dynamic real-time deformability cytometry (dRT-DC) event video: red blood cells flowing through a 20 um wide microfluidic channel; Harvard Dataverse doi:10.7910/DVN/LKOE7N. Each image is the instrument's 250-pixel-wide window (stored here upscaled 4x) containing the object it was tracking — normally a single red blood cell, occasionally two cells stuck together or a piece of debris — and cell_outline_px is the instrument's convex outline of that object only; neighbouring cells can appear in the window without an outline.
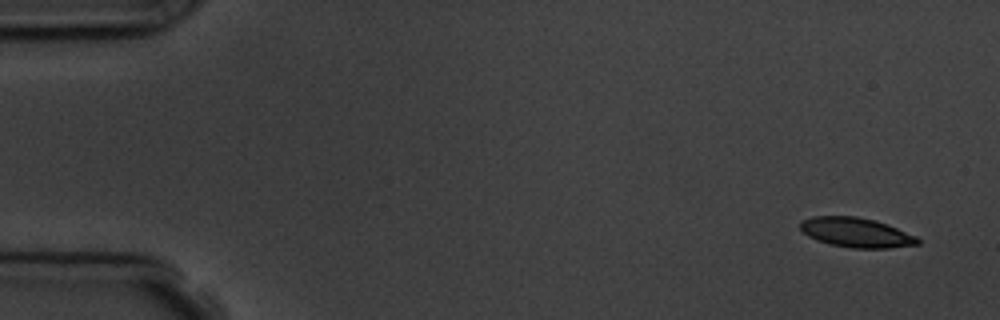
{"species": "common noctule bat (a hibernating species)", "species_latin": "Nyctalus noctula", "temperature_condition": "room temperature", "stored_images_in_passage": 5, "camera_frame_rate_fps": 3000, "um_per_image_px": 0.085, "animal": {"sex": "male", "body_mass_g": 19.5, "forearm_length_mm": 54.6}, "frame": {"image": 1, "passage_image": 1, "time_ms": 0.0, "image_size_px": [1000, 320], "cell_outline_px": [[920, 244], [888, 248], [852, 248], [828, 244], [816, 240], [808, 236], [800, 228], [800, 220], [812, 216], [856, 216], [876, 220], [888, 224], [916, 236], [920, 240]], "centroid_in_image_um": [72.76, 19.76], "position_along_channel_um": 12.2, "area_um2": 20.46}}
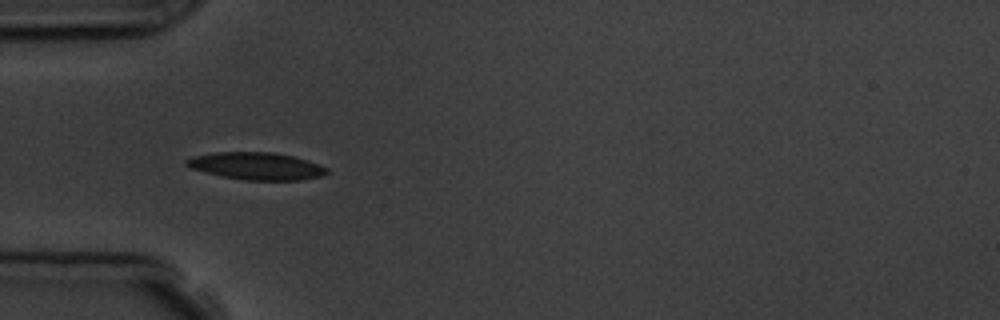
{"frame": {"image": 2, "passage_image": 5, "time_ms": 4.667, "image_size_px": [1000, 320], "cell_outline_px": [[328, 172], [320, 176], [300, 180], [244, 180], [204, 172], [192, 168], [184, 164], [184, 160], [192, 156], [216, 152], [272, 152], [292, 156], [308, 160], [328, 168]], "centroid_in_image_um": [21.78, 14.11], "position_along_channel_um": 63.2, "area_um2": 22.25}}